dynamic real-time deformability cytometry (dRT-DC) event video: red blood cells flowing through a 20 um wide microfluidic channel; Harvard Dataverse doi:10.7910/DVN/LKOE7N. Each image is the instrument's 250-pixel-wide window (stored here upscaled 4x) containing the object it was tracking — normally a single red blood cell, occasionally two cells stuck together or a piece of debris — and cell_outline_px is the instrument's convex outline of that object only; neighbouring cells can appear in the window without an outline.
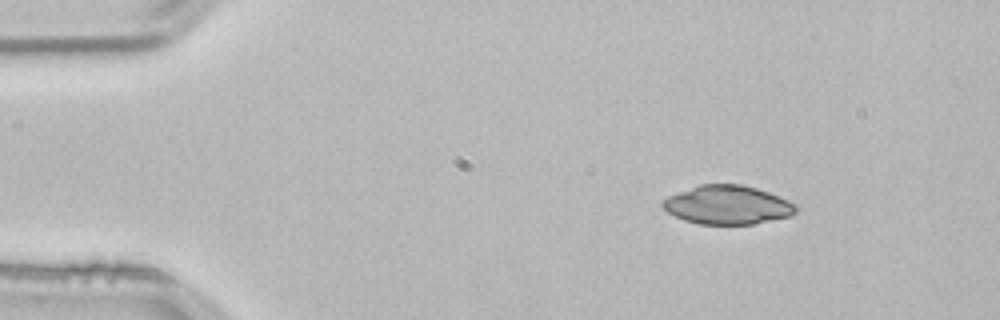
{"species": "common noctule bat (a hibernating species)", "species_latin": "Nyctalus noctula", "temperature_condition": "room temperature", "stored_images_in_passage": 46, "camera_frame_rate_fps": 3000, "um_per_image_px": 0.085, "animal": {"sex": "male", "body_mass_g": 21.5, "forearm_length_mm": 52.0}, "frame": {"image": 1, "passage_image": 1, "time_ms": 0.0, "image_size_px": [1000, 320], "cell_outline_px": [[800, 208], [796, 212], [788, 216], [752, 224], [700, 224], [684, 220], [668, 212], [660, 204], [668, 196], [700, 184], [740, 184], [756, 188], [768, 192], [788, 200], [796, 204]], "centroid_in_image_um": [61.85, 17.41], "position_along_channel_um": 23.2, "area_um2": 29.88}}
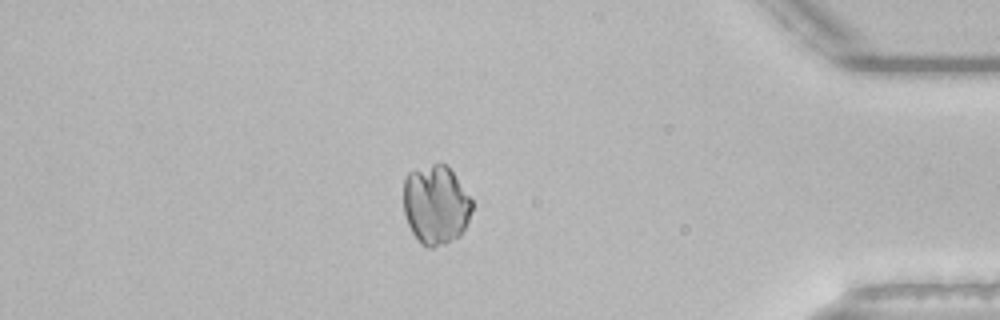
{"frame": {"image": 2, "passage_image": 39, "time_ms": 12.667, "image_size_px": [1000, 320], "cell_outline_px": [[472, 208], [468, 220], [460, 236], [444, 244], [432, 248], [428, 248], [420, 244], [412, 232], [408, 224], [404, 212], [404, 176], [408, 172], [432, 164], [444, 164], [452, 172], [472, 200]], "centroid_in_image_um": [37.02, 17.43], "position_along_channel_um": 398.2, "area_um2": 31.5}}